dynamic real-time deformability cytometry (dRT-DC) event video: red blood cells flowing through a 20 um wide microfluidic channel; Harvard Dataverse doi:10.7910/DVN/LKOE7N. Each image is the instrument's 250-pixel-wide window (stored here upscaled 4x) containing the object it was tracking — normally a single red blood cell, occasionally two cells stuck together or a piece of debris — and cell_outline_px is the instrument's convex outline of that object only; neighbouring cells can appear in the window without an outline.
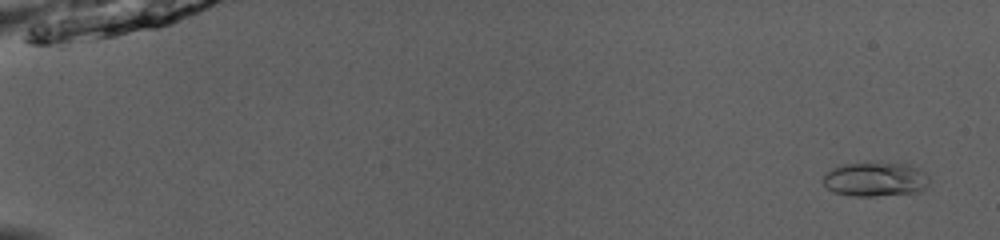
{"species": "common noctule bat (a hibernating species)", "species_latin": "Nyctalus noctula", "temperature_condition": "room temperature", "stored_images_in_passage": 51, "camera_frame_rate_fps": 3000, "um_per_image_px": 0.085, "animal": {"sex": "male", "body_mass_g": 13.0, "forearm_length_mm": 53.1}, "frame": {"image": 1, "passage_image": 3, "time_ms": 0.667, "image_size_px": [1000, 240], "cell_outline_px": [[928, 188], [920, 192], [876, 196], [852, 196], [832, 192], [820, 180], [824, 172], [832, 168], [844, 164], [868, 160], [904, 160], [920, 168], [928, 176]], "centroid_in_image_um": [74.44, 15.17], "position_along_channel_um": 10.6, "area_um2": 22.89}}
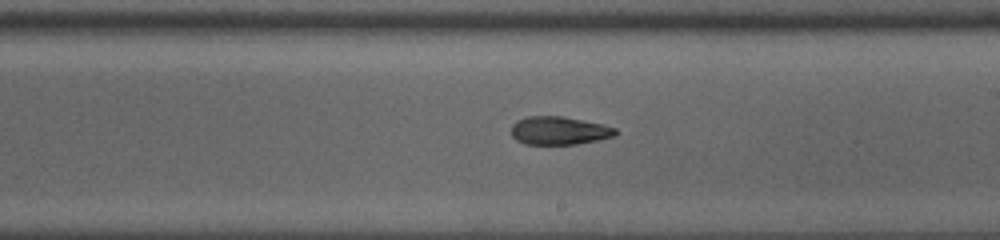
{"frame": {"image": 2, "passage_image": 32, "time_ms": 10.333, "image_size_px": [1000, 240], "cell_outline_px": [[620, 132], [616, 136], [576, 144], [524, 144], [516, 140], [512, 136], [512, 124], [516, 120], [528, 116], [560, 116], [604, 124], [616, 128]], "centroid_in_image_um": [47.54, 11.1], "position_along_channel_um": 241.5, "area_um2": 17.22}}
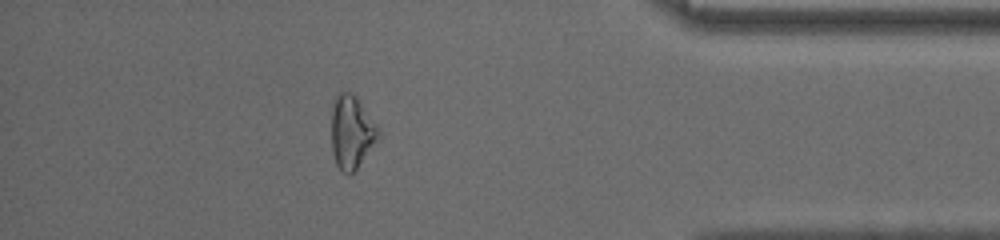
{"frame": {"image": 3, "passage_image": 46, "time_ms": 15.0, "image_size_px": [1000, 240], "cell_outline_px": [[380, 140], [356, 168], [348, 176], [336, 164], [332, 152], [332, 100], [336, 92], [352, 92], [356, 96], [376, 124], [380, 132]], "centroid_in_image_um": [29.89, 11.2], "position_along_channel_um": 405.3, "area_um2": 20.23}, "authors_computed_cell_mechanics": {"area_um2": 18.1492, "velocity_mm_per_s": 4.0737, "shape_relaxation_time_tau1_ms": 5.2742, "shape_relaxation_time_tau2_ms": 4.809, "deformation_change_tau1": 0.1438, "deformation_change_tau2": 0.1005}}